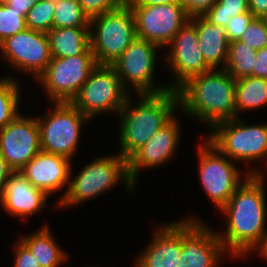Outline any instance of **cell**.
<instances>
[{"label": "cell", "instance_id": "1", "mask_svg": "<svg viewBox=\"0 0 267 267\" xmlns=\"http://www.w3.org/2000/svg\"><path fill=\"white\" fill-rule=\"evenodd\" d=\"M248 173V174H247ZM243 183L220 210L228 216L226 234H218L225 251L241 257L267 243L266 198L263 172L248 171Z\"/></svg>", "mask_w": 267, "mask_h": 267}, {"label": "cell", "instance_id": "2", "mask_svg": "<svg viewBox=\"0 0 267 267\" xmlns=\"http://www.w3.org/2000/svg\"><path fill=\"white\" fill-rule=\"evenodd\" d=\"M236 79L224 69L193 76L178 89L179 109L209 126L236 118Z\"/></svg>", "mask_w": 267, "mask_h": 267}, {"label": "cell", "instance_id": "3", "mask_svg": "<svg viewBox=\"0 0 267 267\" xmlns=\"http://www.w3.org/2000/svg\"><path fill=\"white\" fill-rule=\"evenodd\" d=\"M139 96L141 99L135 105L128 97L118 113L121 119L119 154L126 160L147 143L179 108L177 90L168 89L161 93Z\"/></svg>", "mask_w": 267, "mask_h": 267}, {"label": "cell", "instance_id": "4", "mask_svg": "<svg viewBox=\"0 0 267 267\" xmlns=\"http://www.w3.org/2000/svg\"><path fill=\"white\" fill-rule=\"evenodd\" d=\"M119 181L133 193L136 187L128 176L127 160L120 154L98 157L88 163L79 174L69 182L65 193L59 199L58 206H76L108 191ZM109 188V189H108Z\"/></svg>", "mask_w": 267, "mask_h": 267}, {"label": "cell", "instance_id": "5", "mask_svg": "<svg viewBox=\"0 0 267 267\" xmlns=\"http://www.w3.org/2000/svg\"><path fill=\"white\" fill-rule=\"evenodd\" d=\"M89 26L90 48L97 64L110 65L137 37L134 14L126 1L112 11L91 18Z\"/></svg>", "mask_w": 267, "mask_h": 267}, {"label": "cell", "instance_id": "6", "mask_svg": "<svg viewBox=\"0 0 267 267\" xmlns=\"http://www.w3.org/2000/svg\"><path fill=\"white\" fill-rule=\"evenodd\" d=\"M129 94L111 65L98 64L71 103L91 119L108 111L118 114Z\"/></svg>", "mask_w": 267, "mask_h": 267}, {"label": "cell", "instance_id": "7", "mask_svg": "<svg viewBox=\"0 0 267 267\" xmlns=\"http://www.w3.org/2000/svg\"><path fill=\"white\" fill-rule=\"evenodd\" d=\"M47 117H37L41 150L67 159L75 155L82 123L89 120L71 102H55Z\"/></svg>", "mask_w": 267, "mask_h": 267}, {"label": "cell", "instance_id": "8", "mask_svg": "<svg viewBox=\"0 0 267 267\" xmlns=\"http://www.w3.org/2000/svg\"><path fill=\"white\" fill-rule=\"evenodd\" d=\"M213 129L207 140L230 160L252 162L267 158V124L248 126L237 117L220 122Z\"/></svg>", "mask_w": 267, "mask_h": 267}, {"label": "cell", "instance_id": "9", "mask_svg": "<svg viewBox=\"0 0 267 267\" xmlns=\"http://www.w3.org/2000/svg\"><path fill=\"white\" fill-rule=\"evenodd\" d=\"M97 65L91 48L73 57H52L37 80L45 87L50 101L71 102Z\"/></svg>", "mask_w": 267, "mask_h": 267}, {"label": "cell", "instance_id": "10", "mask_svg": "<svg viewBox=\"0 0 267 267\" xmlns=\"http://www.w3.org/2000/svg\"><path fill=\"white\" fill-rule=\"evenodd\" d=\"M199 146L201 185L211 201L221 210L242 184L241 172L232 163V160L222 154L208 140Z\"/></svg>", "mask_w": 267, "mask_h": 267}, {"label": "cell", "instance_id": "11", "mask_svg": "<svg viewBox=\"0 0 267 267\" xmlns=\"http://www.w3.org/2000/svg\"><path fill=\"white\" fill-rule=\"evenodd\" d=\"M158 49L156 44L136 37L124 53L110 64L127 91L126 84L131 85L138 95L161 93L169 89V84L160 87L153 85Z\"/></svg>", "mask_w": 267, "mask_h": 267}, {"label": "cell", "instance_id": "12", "mask_svg": "<svg viewBox=\"0 0 267 267\" xmlns=\"http://www.w3.org/2000/svg\"><path fill=\"white\" fill-rule=\"evenodd\" d=\"M132 9L138 38L166 47L174 35L189 20L190 15L182 5H129Z\"/></svg>", "mask_w": 267, "mask_h": 267}, {"label": "cell", "instance_id": "13", "mask_svg": "<svg viewBox=\"0 0 267 267\" xmlns=\"http://www.w3.org/2000/svg\"><path fill=\"white\" fill-rule=\"evenodd\" d=\"M0 52L18 71L29 72L36 78L52 59L47 34L28 28L2 41Z\"/></svg>", "mask_w": 267, "mask_h": 267}, {"label": "cell", "instance_id": "14", "mask_svg": "<svg viewBox=\"0 0 267 267\" xmlns=\"http://www.w3.org/2000/svg\"><path fill=\"white\" fill-rule=\"evenodd\" d=\"M224 252L216 231L194 217L182 220V250L177 267H216Z\"/></svg>", "mask_w": 267, "mask_h": 267}, {"label": "cell", "instance_id": "15", "mask_svg": "<svg viewBox=\"0 0 267 267\" xmlns=\"http://www.w3.org/2000/svg\"><path fill=\"white\" fill-rule=\"evenodd\" d=\"M40 151L37 117L19 114L0 129V153L13 171H20Z\"/></svg>", "mask_w": 267, "mask_h": 267}, {"label": "cell", "instance_id": "16", "mask_svg": "<svg viewBox=\"0 0 267 267\" xmlns=\"http://www.w3.org/2000/svg\"><path fill=\"white\" fill-rule=\"evenodd\" d=\"M168 45L171 49L166 56L167 65L176 80L169 89L177 90L189 78L212 70L202 56L196 26L190 20L180 28Z\"/></svg>", "mask_w": 267, "mask_h": 267}, {"label": "cell", "instance_id": "17", "mask_svg": "<svg viewBox=\"0 0 267 267\" xmlns=\"http://www.w3.org/2000/svg\"><path fill=\"white\" fill-rule=\"evenodd\" d=\"M179 129L176 117L173 116L127 160L128 176L134 185L141 168L157 167L174 156L180 136Z\"/></svg>", "mask_w": 267, "mask_h": 267}, {"label": "cell", "instance_id": "18", "mask_svg": "<svg viewBox=\"0 0 267 267\" xmlns=\"http://www.w3.org/2000/svg\"><path fill=\"white\" fill-rule=\"evenodd\" d=\"M70 159L45 151L35 155L20 172L47 195L64 188L71 180Z\"/></svg>", "mask_w": 267, "mask_h": 267}, {"label": "cell", "instance_id": "19", "mask_svg": "<svg viewBox=\"0 0 267 267\" xmlns=\"http://www.w3.org/2000/svg\"><path fill=\"white\" fill-rule=\"evenodd\" d=\"M48 195L34 187L20 171H13L0 196L1 207L15 217L27 218L44 208Z\"/></svg>", "mask_w": 267, "mask_h": 267}, {"label": "cell", "instance_id": "20", "mask_svg": "<svg viewBox=\"0 0 267 267\" xmlns=\"http://www.w3.org/2000/svg\"><path fill=\"white\" fill-rule=\"evenodd\" d=\"M146 251L137 257L135 267H177L182 250V221L157 228Z\"/></svg>", "mask_w": 267, "mask_h": 267}, {"label": "cell", "instance_id": "21", "mask_svg": "<svg viewBox=\"0 0 267 267\" xmlns=\"http://www.w3.org/2000/svg\"><path fill=\"white\" fill-rule=\"evenodd\" d=\"M196 26L198 43L202 56L211 69H223L227 60L229 41L226 37L225 27L210 23L202 15L190 17Z\"/></svg>", "mask_w": 267, "mask_h": 267}, {"label": "cell", "instance_id": "22", "mask_svg": "<svg viewBox=\"0 0 267 267\" xmlns=\"http://www.w3.org/2000/svg\"><path fill=\"white\" fill-rule=\"evenodd\" d=\"M90 27L52 28L47 34L51 56L73 57L90 48Z\"/></svg>", "mask_w": 267, "mask_h": 267}, {"label": "cell", "instance_id": "23", "mask_svg": "<svg viewBox=\"0 0 267 267\" xmlns=\"http://www.w3.org/2000/svg\"><path fill=\"white\" fill-rule=\"evenodd\" d=\"M20 241L29 249L40 267H59L67 258L46 225L37 232L25 235Z\"/></svg>", "mask_w": 267, "mask_h": 267}, {"label": "cell", "instance_id": "24", "mask_svg": "<svg viewBox=\"0 0 267 267\" xmlns=\"http://www.w3.org/2000/svg\"><path fill=\"white\" fill-rule=\"evenodd\" d=\"M236 118L241 110H252L267 104V79L248 76L236 80Z\"/></svg>", "mask_w": 267, "mask_h": 267}, {"label": "cell", "instance_id": "25", "mask_svg": "<svg viewBox=\"0 0 267 267\" xmlns=\"http://www.w3.org/2000/svg\"><path fill=\"white\" fill-rule=\"evenodd\" d=\"M257 50L248 44L235 40L229 42V49L224 70L234 79L253 76Z\"/></svg>", "mask_w": 267, "mask_h": 267}, {"label": "cell", "instance_id": "26", "mask_svg": "<svg viewBox=\"0 0 267 267\" xmlns=\"http://www.w3.org/2000/svg\"><path fill=\"white\" fill-rule=\"evenodd\" d=\"M90 19L77 1L56 0L53 28L90 27Z\"/></svg>", "mask_w": 267, "mask_h": 267}, {"label": "cell", "instance_id": "27", "mask_svg": "<svg viewBox=\"0 0 267 267\" xmlns=\"http://www.w3.org/2000/svg\"><path fill=\"white\" fill-rule=\"evenodd\" d=\"M18 82L11 77H3L0 80V129L4 128L17 115H19V94Z\"/></svg>", "mask_w": 267, "mask_h": 267}, {"label": "cell", "instance_id": "28", "mask_svg": "<svg viewBox=\"0 0 267 267\" xmlns=\"http://www.w3.org/2000/svg\"><path fill=\"white\" fill-rule=\"evenodd\" d=\"M247 11L248 0H218L202 16L214 25L225 27L231 17Z\"/></svg>", "mask_w": 267, "mask_h": 267}, {"label": "cell", "instance_id": "29", "mask_svg": "<svg viewBox=\"0 0 267 267\" xmlns=\"http://www.w3.org/2000/svg\"><path fill=\"white\" fill-rule=\"evenodd\" d=\"M56 0H40L26 15L28 29L48 33L53 28V14Z\"/></svg>", "mask_w": 267, "mask_h": 267}, {"label": "cell", "instance_id": "30", "mask_svg": "<svg viewBox=\"0 0 267 267\" xmlns=\"http://www.w3.org/2000/svg\"><path fill=\"white\" fill-rule=\"evenodd\" d=\"M25 18L22 12H17L7 3L0 4V43L7 37L24 31L27 28Z\"/></svg>", "mask_w": 267, "mask_h": 267}, {"label": "cell", "instance_id": "31", "mask_svg": "<svg viewBox=\"0 0 267 267\" xmlns=\"http://www.w3.org/2000/svg\"><path fill=\"white\" fill-rule=\"evenodd\" d=\"M240 41L255 50L267 47V29L262 18H254L242 33Z\"/></svg>", "mask_w": 267, "mask_h": 267}, {"label": "cell", "instance_id": "32", "mask_svg": "<svg viewBox=\"0 0 267 267\" xmlns=\"http://www.w3.org/2000/svg\"><path fill=\"white\" fill-rule=\"evenodd\" d=\"M125 0H78L89 19L118 8Z\"/></svg>", "mask_w": 267, "mask_h": 267}, {"label": "cell", "instance_id": "33", "mask_svg": "<svg viewBox=\"0 0 267 267\" xmlns=\"http://www.w3.org/2000/svg\"><path fill=\"white\" fill-rule=\"evenodd\" d=\"M255 17L250 11L230 18L225 26L226 37L229 42L240 40L242 33Z\"/></svg>", "mask_w": 267, "mask_h": 267}, {"label": "cell", "instance_id": "34", "mask_svg": "<svg viewBox=\"0 0 267 267\" xmlns=\"http://www.w3.org/2000/svg\"><path fill=\"white\" fill-rule=\"evenodd\" d=\"M13 267H40L29 249L19 240L15 245Z\"/></svg>", "mask_w": 267, "mask_h": 267}, {"label": "cell", "instance_id": "35", "mask_svg": "<svg viewBox=\"0 0 267 267\" xmlns=\"http://www.w3.org/2000/svg\"><path fill=\"white\" fill-rule=\"evenodd\" d=\"M218 0H182V6L190 16L203 15Z\"/></svg>", "mask_w": 267, "mask_h": 267}, {"label": "cell", "instance_id": "36", "mask_svg": "<svg viewBox=\"0 0 267 267\" xmlns=\"http://www.w3.org/2000/svg\"><path fill=\"white\" fill-rule=\"evenodd\" d=\"M253 76L267 79V47L257 50Z\"/></svg>", "mask_w": 267, "mask_h": 267}, {"label": "cell", "instance_id": "37", "mask_svg": "<svg viewBox=\"0 0 267 267\" xmlns=\"http://www.w3.org/2000/svg\"><path fill=\"white\" fill-rule=\"evenodd\" d=\"M249 11L255 18L267 15V0H248Z\"/></svg>", "mask_w": 267, "mask_h": 267}, {"label": "cell", "instance_id": "38", "mask_svg": "<svg viewBox=\"0 0 267 267\" xmlns=\"http://www.w3.org/2000/svg\"><path fill=\"white\" fill-rule=\"evenodd\" d=\"M40 0H9L7 4L26 17L28 11Z\"/></svg>", "mask_w": 267, "mask_h": 267}, {"label": "cell", "instance_id": "39", "mask_svg": "<svg viewBox=\"0 0 267 267\" xmlns=\"http://www.w3.org/2000/svg\"><path fill=\"white\" fill-rule=\"evenodd\" d=\"M12 172L13 170L9 167L7 161L0 153V196L3 194L6 181Z\"/></svg>", "mask_w": 267, "mask_h": 267}, {"label": "cell", "instance_id": "40", "mask_svg": "<svg viewBox=\"0 0 267 267\" xmlns=\"http://www.w3.org/2000/svg\"><path fill=\"white\" fill-rule=\"evenodd\" d=\"M129 5H162V4H178L182 5V0H125Z\"/></svg>", "mask_w": 267, "mask_h": 267}, {"label": "cell", "instance_id": "41", "mask_svg": "<svg viewBox=\"0 0 267 267\" xmlns=\"http://www.w3.org/2000/svg\"><path fill=\"white\" fill-rule=\"evenodd\" d=\"M260 254H262V257H265L266 261H267V243L265 245V247L259 252Z\"/></svg>", "mask_w": 267, "mask_h": 267}, {"label": "cell", "instance_id": "42", "mask_svg": "<svg viewBox=\"0 0 267 267\" xmlns=\"http://www.w3.org/2000/svg\"><path fill=\"white\" fill-rule=\"evenodd\" d=\"M263 21H264V24L266 26V29H267V15H265L264 17H262Z\"/></svg>", "mask_w": 267, "mask_h": 267}, {"label": "cell", "instance_id": "43", "mask_svg": "<svg viewBox=\"0 0 267 267\" xmlns=\"http://www.w3.org/2000/svg\"><path fill=\"white\" fill-rule=\"evenodd\" d=\"M9 0H0V4H6Z\"/></svg>", "mask_w": 267, "mask_h": 267}]
</instances>
